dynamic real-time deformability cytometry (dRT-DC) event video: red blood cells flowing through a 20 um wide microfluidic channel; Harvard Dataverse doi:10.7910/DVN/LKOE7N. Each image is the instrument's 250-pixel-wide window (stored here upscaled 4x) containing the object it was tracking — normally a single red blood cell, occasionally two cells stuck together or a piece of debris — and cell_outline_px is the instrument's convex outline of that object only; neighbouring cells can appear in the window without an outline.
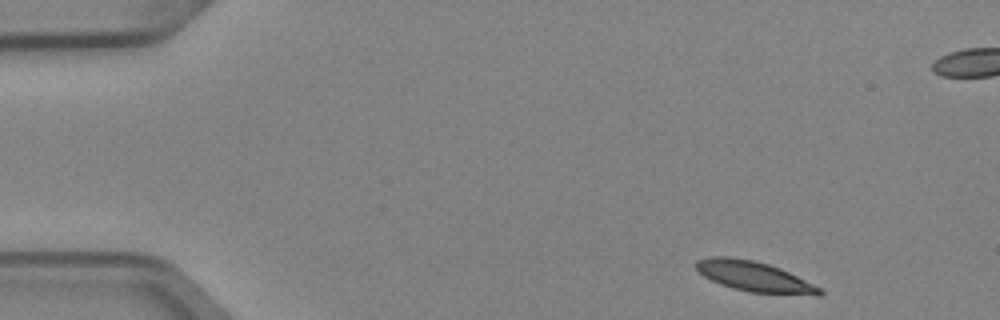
{"species": "Egyptian fruit bat (a non-hibernating species)", "species_latin": "Rousettus aegyptiacus", "temperature_condition": "cold", "stored_images_in_passage": 3, "camera_frame_rate_fps": 3000, "um_per_image_px": 0.085, "animal": {"sex": "female"}, "frame": {"image": 1, "passage_image": 1, "time_ms": 0.0, "image_size_px": [1000, 320], "cell_outline_px": [[824, 292], [820, 296], [816, 296], [748, 292], [732, 288], [720, 284], [704, 276], [692, 264], [696, 260], [708, 256], [732, 256], [752, 260], [768, 264], [780, 268], [820, 288]], "centroid_in_image_um": [64.07, 23.5], "position_along_channel_um": 20.9, "area_um2": 21.91}}